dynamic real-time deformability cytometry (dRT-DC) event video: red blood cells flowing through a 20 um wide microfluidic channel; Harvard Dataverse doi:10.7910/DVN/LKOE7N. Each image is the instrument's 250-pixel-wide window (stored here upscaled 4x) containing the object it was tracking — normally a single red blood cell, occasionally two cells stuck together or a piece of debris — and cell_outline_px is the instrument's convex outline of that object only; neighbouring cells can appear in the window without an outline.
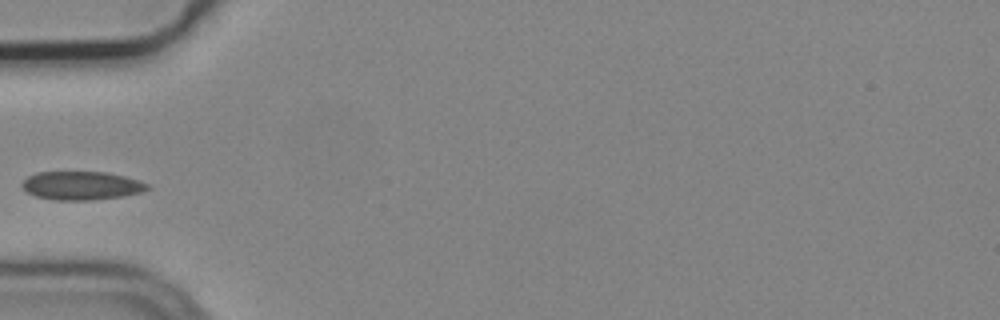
{"species": "common noctule bat (a hibernating species)", "species_latin": "Nyctalus noctula", "temperature_condition": "cold", "stored_images_in_passage": 5, "camera_frame_rate_fps": 3000, "um_per_image_px": 0.085, "animal": {"sex": "male", "body_mass_g": 19.2, "forearm_length_mm": 51.8}, "frame": {"image": 1, "passage_image": 4, "time_ms": 1.0, "image_size_px": [1000, 320], "cell_outline_px": [[152, 188], [140, 192], [124, 196], [92, 200], [56, 200], [36, 196], [28, 192], [20, 184], [28, 176], [36, 172], [108, 172], [140, 180], [148, 184]], "centroid_in_image_um": [6.96, 15.77], "position_along_channel_um": 78.0, "area_um2": 20.87}}
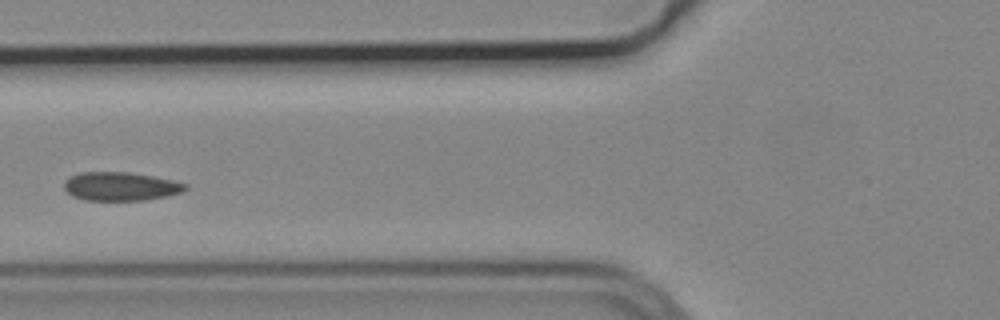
{"frame": {"image": 2, "passage_image": 5, "time_ms": 1.333, "image_size_px": [1000, 320], "cell_outline_px": [[188, 188], [180, 192], [164, 196], [144, 200], [84, 200], [72, 196], [64, 188], [64, 180], [68, 176], [80, 172], [128, 172], [152, 176], [172, 180], [188, 184]], "centroid_in_image_um": [10.2, 15.83], "position_along_channel_um": 115.6, "area_um2": 20.17}}